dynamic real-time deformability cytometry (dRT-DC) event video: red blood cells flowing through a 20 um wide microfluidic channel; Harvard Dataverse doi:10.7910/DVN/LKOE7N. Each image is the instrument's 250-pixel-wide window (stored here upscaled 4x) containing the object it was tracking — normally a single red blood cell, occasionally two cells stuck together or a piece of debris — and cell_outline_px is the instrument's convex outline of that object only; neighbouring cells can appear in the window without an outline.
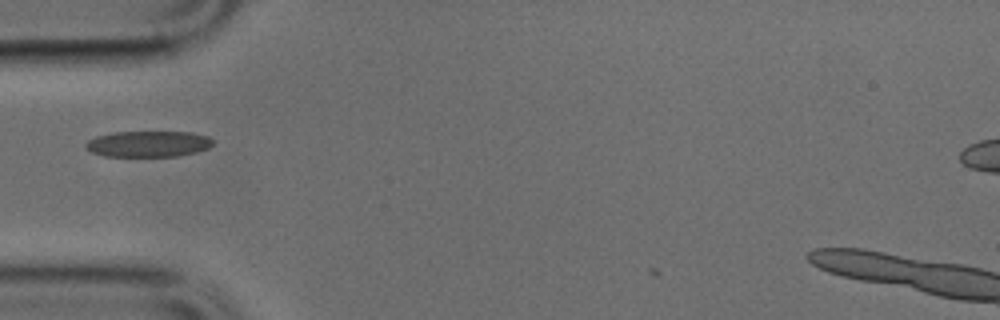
{"species": "common noctule bat (a hibernating species)", "species_latin": "Nyctalus noctula", "temperature_condition": "cold", "stored_images_in_passage": 23, "camera_frame_rate_fps": 3000, "um_per_image_px": 0.085, "animal": {"sex": "male", "body_mass_g": 17.9, "forearm_length_mm": 54.2}, "frame": {"image": 1, "passage_image": 3, "time_ms": 0.667, "image_size_px": [1000, 320], "cell_outline_px": [[212, 144], [208, 148], [196, 152], [176, 156], [104, 156], [92, 152], [84, 144], [88, 140], [96, 136], [112, 132], [192, 132], [208, 136], [212, 140]], "centroid_in_image_um": [12.6, 12.22], "position_along_channel_um": 72.4, "area_um2": 19.19}}